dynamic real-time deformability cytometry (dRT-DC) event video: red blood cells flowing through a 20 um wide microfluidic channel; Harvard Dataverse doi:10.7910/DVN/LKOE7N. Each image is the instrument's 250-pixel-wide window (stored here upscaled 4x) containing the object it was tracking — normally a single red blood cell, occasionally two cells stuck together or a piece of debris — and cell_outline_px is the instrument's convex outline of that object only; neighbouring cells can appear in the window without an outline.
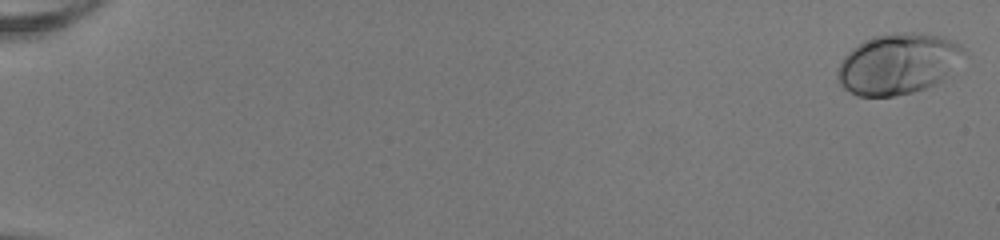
{"species": "human", "species_latin": "Homo sapiens", "temperature_condition": "room temperature", "stored_images_in_passage": 53, "camera_frame_rate_fps": 3000, "um_per_image_px": 0.085, "donor": {"sex": "female"}, "frame": {"image": 1, "passage_image": 1, "time_ms": 0.0, "image_size_px": [1000, 240], "cell_outline_px": [[968, 56], [936, 84], [912, 92], [892, 96], [860, 96], [844, 88], [840, 84], [836, 76], [836, 68], [844, 56], [852, 48], [864, 40], [872, 36], [896, 32], [920, 32], [944, 36], [960, 44], [968, 52]], "centroid_in_image_um": [76.37, 5.39], "position_along_channel_um": 8.6, "area_um2": 45.32}}
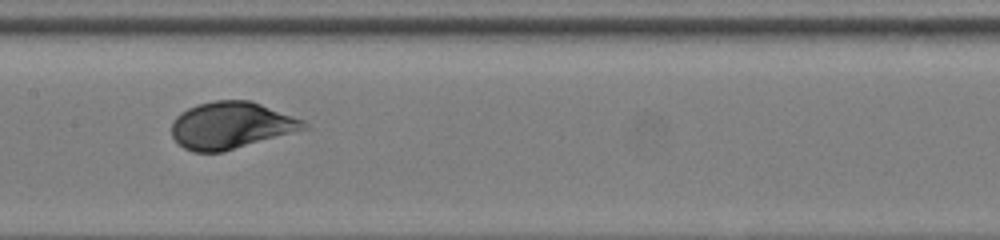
{"frame": {"image": 2, "passage_image": 29, "time_ms": 9.333, "image_size_px": [1000, 240], "cell_outline_px": [[308, 128], [224, 152], [192, 152], [184, 148], [172, 136], [172, 120], [180, 112], [188, 108], [212, 100], [252, 100], [304, 120], [308, 124]], "centroid_in_image_um": [19.64, 10.65], "position_along_channel_um": 187.8, "area_um2": 36.24}}
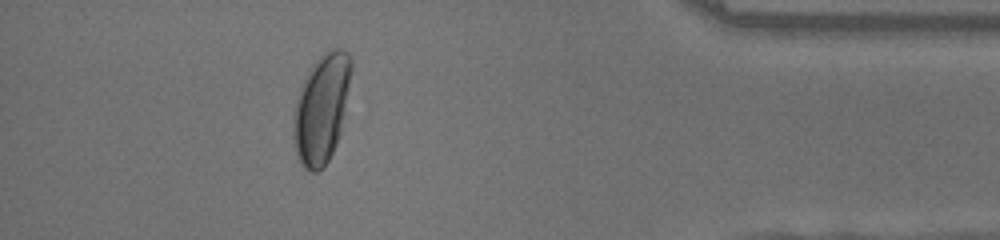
{"frame": {"image": 3, "passage_image": 48, "time_ms": 15.667, "image_size_px": [1000, 240], "cell_outline_px": [[352, 68], [340, 136], [328, 160], [316, 172], [312, 172], [304, 168], [300, 164], [292, 140], [292, 112], [300, 88], [312, 64], [328, 48], [344, 48], [348, 52], [352, 60]], "centroid_in_image_um": [27.31, 9.2], "position_along_channel_um": 407.9, "area_um2": 36.99}, "authors_computed_cell_mechanics": {"area_um2": 37.281, "velocity_mm_per_s": 4.0042, "shape_relaxation_time_tau1_ms": 2.2658, "shape_relaxation_time_tau2_ms": null, "deformation_change_tau1": 0.1447, "deformation_change_tau2": null}}